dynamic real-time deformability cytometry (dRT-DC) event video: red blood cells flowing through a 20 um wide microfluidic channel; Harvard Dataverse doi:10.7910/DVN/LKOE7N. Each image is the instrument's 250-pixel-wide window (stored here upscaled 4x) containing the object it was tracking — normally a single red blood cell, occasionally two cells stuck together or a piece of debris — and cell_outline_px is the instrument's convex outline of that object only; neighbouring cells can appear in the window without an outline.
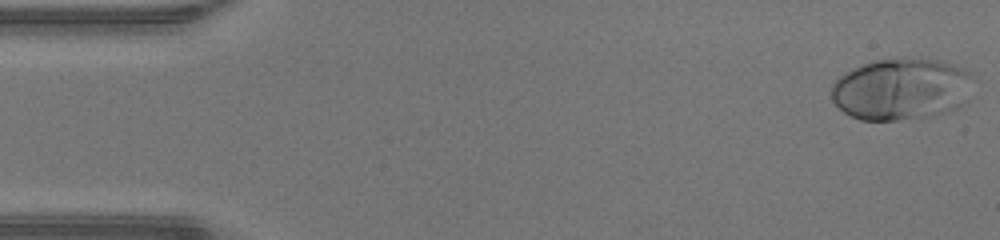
{"species": "human", "species_latin": "Homo sapiens", "temperature_condition": "warm", "stored_images_in_passage": 46, "camera_frame_rate_fps": 3000, "um_per_image_px": 0.085, "donor": {"sex": "male"}, "frame": {"image": 1, "passage_image": 1, "time_ms": 0.0, "image_size_px": [1000, 240], "cell_outline_px": [[972, 72], [968, 100], [956, 108], [948, 112], [932, 116], [896, 120], [860, 120], [844, 112], [832, 100], [832, 84], [844, 72], [852, 68], [876, 60], [944, 60]], "centroid_in_image_um": [76.63, 7.59], "position_along_channel_um": 8.4, "area_um2": 50.81}}
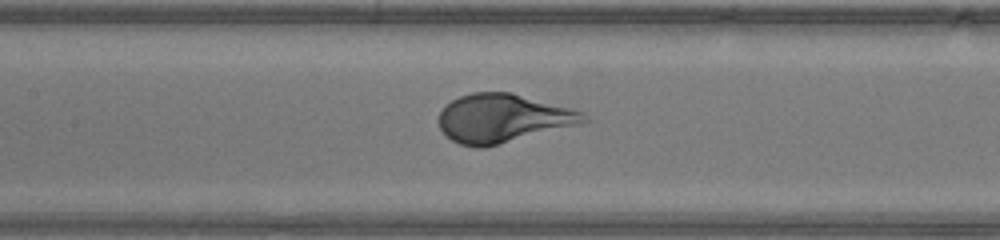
{"frame": {"image": 2, "passage_image": 21, "time_ms": 6.667, "image_size_px": [1000, 240], "cell_outline_px": [[592, 120], [580, 124], [484, 148], [476, 148], [460, 144], [452, 140], [440, 128], [440, 112], [444, 104], [460, 96], [472, 92], [512, 92], [572, 108], [584, 112]], "centroid_in_image_um": [42.78, 10.05], "position_along_channel_um": 164.6, "area_um2": 41.15}}
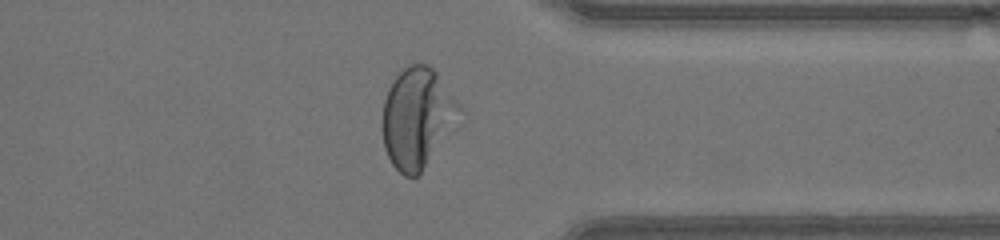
{"frame": {"image": 3, "passage_image": 36, "time_ms": 11.667, "image_size_px": [1000, 240], "cell_outline_px": [[440, 100], [428, 152], [424, 164], [420, 172], [416, 176], [404, 176], [392, 164], [384, 148], [380, 124], [384, 100], [388, 88], [396, 76], [408, 64], [428, 64], [436, 72]], "centroid_in_image_um": [34.87, 9.99], "position_along_channel_um": 376.5, "area_um2": 35.89}}